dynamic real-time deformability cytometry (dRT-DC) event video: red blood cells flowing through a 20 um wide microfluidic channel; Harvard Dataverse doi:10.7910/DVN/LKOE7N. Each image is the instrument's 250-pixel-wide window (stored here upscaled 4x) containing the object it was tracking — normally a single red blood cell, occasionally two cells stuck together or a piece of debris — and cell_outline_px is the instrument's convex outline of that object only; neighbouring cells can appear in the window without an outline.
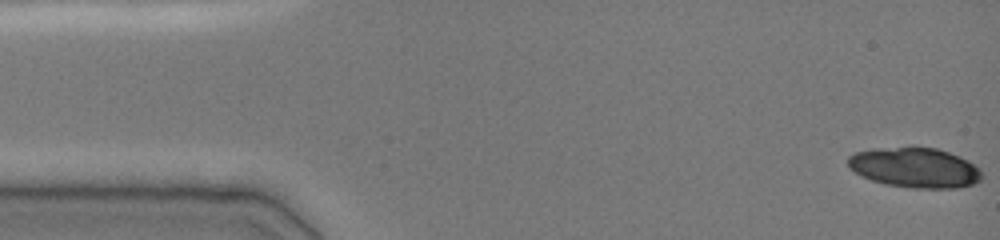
{"species": "common noctule bat (a hibernating species)", "species_latin": "Nyctalus noctula", "temperature_condition": "cold", "stored_images_in_passage": 32, "camera_frame_rate_fps": 3000, "um_per_image_px": 0.085, "animal": {"sex": "female", "body_mass_g": 19.0, "forearm_length_mm": 51.5}, "frame": {"image": 1, "passage_image": 1, "time_ms": 0.0, "image_size_px": [1000, 240], "cell_outline_px": [[984, 176], [980, 180], [972, 184], [960, 188], [912, 188], [884, 184], [872, 180], [856, 172], [848, 164], [848, 156], [856, 152], [872, 148], [936, 148], [960, 156], [968, 160], [980, 168]], "centroid_in_image_um": [77.81, 14.26], "position_along_channel_um": 7.2, "area_um2": 31.1}}